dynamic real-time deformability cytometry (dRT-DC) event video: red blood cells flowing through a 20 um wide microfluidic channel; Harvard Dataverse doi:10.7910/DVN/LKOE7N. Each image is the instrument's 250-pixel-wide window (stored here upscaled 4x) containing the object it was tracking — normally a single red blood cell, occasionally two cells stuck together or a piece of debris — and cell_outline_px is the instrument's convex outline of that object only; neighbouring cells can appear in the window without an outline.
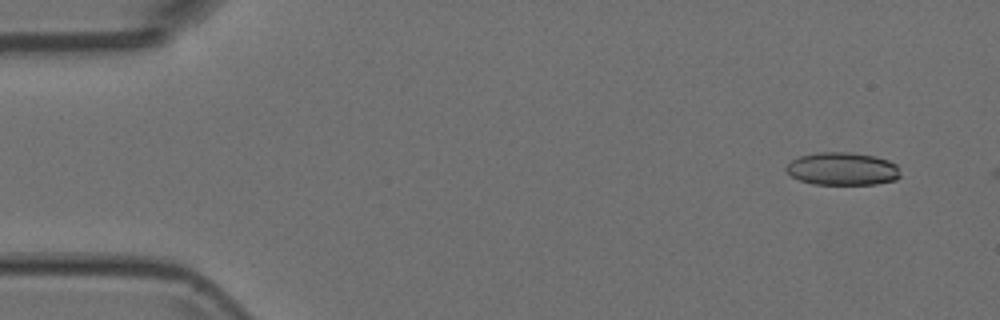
{"species": "Egyptian fruit bat (a non-hibernating species)", "species_latin": "Rousettus aegyptiacus", "temperature_condition": "room temperature", "stored_images_in_passage": 2, "camera_frame_rate_fps": 3000, "um_per_image_px": 0.085, "animal": {"sex": "female"}, "frame": {"image": 1, "passage_image": 1, "time_ms": 0.0, "image_size_px": [1000, 320], "cell_outline_px": [[900, 176], [896, 180], [876, 184], [812, 184], [800, 180], [792, 176], [784, 168], [792, 160], [800, 156], [820, 152], [848, 152], [876, 156], [888, 160], [896, 164]], "centroid_in_image_um": [71.62, 14.35], "position_along_channel_um": 13.4, "area_um2": 21.79}}